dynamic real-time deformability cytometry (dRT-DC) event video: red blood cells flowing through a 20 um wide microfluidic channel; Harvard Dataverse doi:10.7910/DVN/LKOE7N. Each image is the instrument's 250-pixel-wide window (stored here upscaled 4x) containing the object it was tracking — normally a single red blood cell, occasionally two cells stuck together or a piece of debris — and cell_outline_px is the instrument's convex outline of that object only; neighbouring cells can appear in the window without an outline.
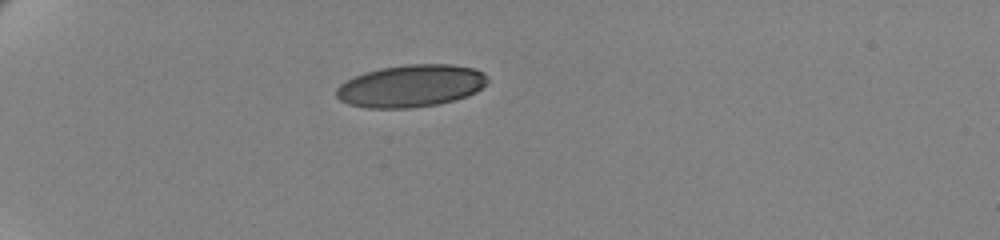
{"species": "human", "species_latin": "Homo sapiens", "temperature_condition": "cold", "stored_images_in_passage": 42, "camera_frame_rate_fps": 3000, "um_per_image_px": 0.085, "donor": {"sex": "female"}, "frame": {"image": 1, "passage_image": 1, "time_ms": 0.0, "image_size_px": [1000, 240], "cell_outline_px": [[488, 80], [476, 92], [468, 96], [456, 100], [436, 104], [408, 108], [368, 108], [348, 104], [340, 100], [336, 96], [336, 88], [340, 84], [364, 72], [380, 68], [408, 64], [452, 64], [476, 68], [484, 72], [488, 76]], "centroid_in_image_um": [34.95, 7.29], "position_along_channel_um": 50.1, "area_um2": 37.4}}
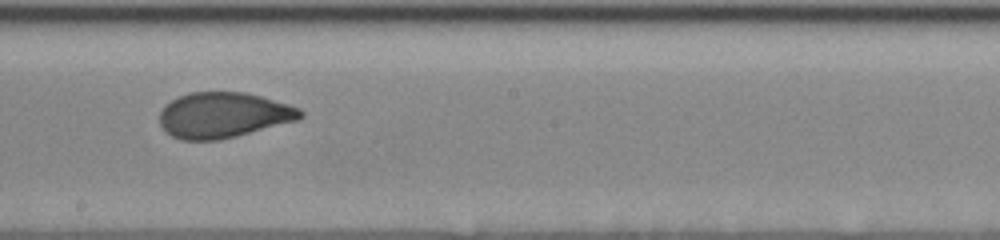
{"frame": {"image": 2, "passage_image": 20, "time_ms": 6.333, "image_size_px": [1000, 240], "cell_outline_px": [[304, 116], [296, 120], [236, 136], [220, 140], [180, 140], [172, 136], [160, 124], [160, 112], [172, 100], [180, 96], [192, 92], [244, 92], [260, 96], [288, 104], [300, 108], [304, 112]], "centroid_in_image_um": [19.0, 9.78], "position_along_channel_um": 229.2, "area_um2": 36.93}}
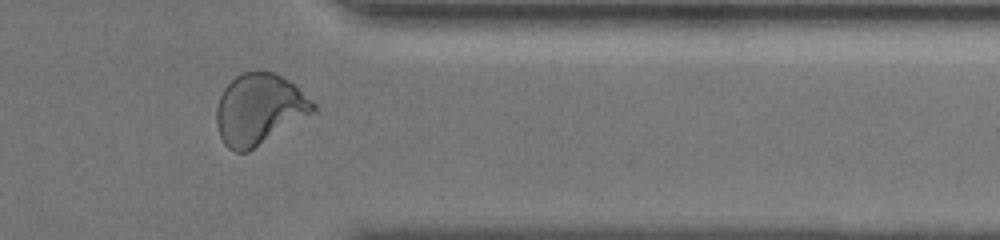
{"frame": {"image": 3, "passage_image": 34, "time_ms": 11.0, "image_size_px": [1000, 240], "cell_outline_px": [[316, 112], [248, 152], [236, 152], [228, 148], [224, 144], [220, 136], [216, 124], [216, 108], [220, 96], [224, 88], [240, 72], [276, 72], [288, 80], [316, 104]], "centroid_in_image_um": [22.03, 9.3], "position_along_channel_um": 389.4, "area_um2": 39.94}, "authors_computed_cell_mechanics": {"area_um2": 38.0324, "velocity_mm_per_s": 3.4793, "shape_relaxation_time_tau1_ms": 5.6524, "shape_relaxation_time_tau2_ms": null, "deformation_change_tau1": 0.167, "deformation_change_tau2": null}}